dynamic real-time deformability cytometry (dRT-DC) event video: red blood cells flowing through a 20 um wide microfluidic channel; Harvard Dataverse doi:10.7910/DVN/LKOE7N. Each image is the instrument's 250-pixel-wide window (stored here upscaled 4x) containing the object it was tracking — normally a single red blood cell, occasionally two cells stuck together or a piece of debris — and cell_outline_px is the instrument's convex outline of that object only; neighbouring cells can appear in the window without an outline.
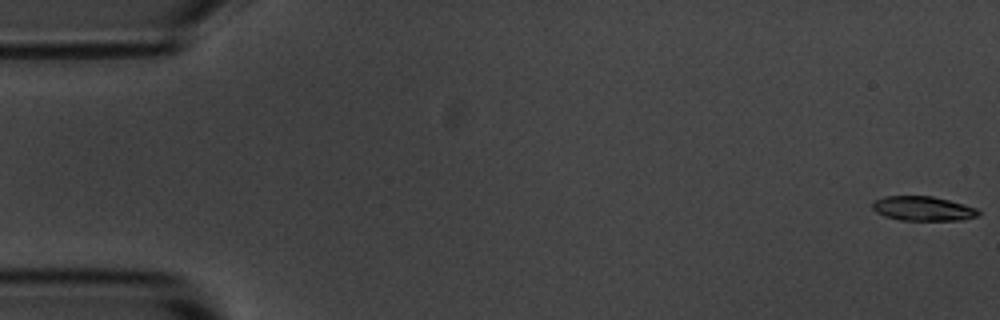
{"species": "common noctule bat (a hibernating species)", "species_latin": "Nyctalus noctula", "temperature_condition": "room temperature", "stored_images_in_passage": 5, "camera_frame_rate_fps": 3000, "um_per_image_px": 0.085, "animal": {"sex": "male", "body_mass_g": 20.1, "forearm_length_mm": 53.5}, "frame": {"image": 1, "passage_image": 1, "time_ms": 0.0, "image_size_px": [1000, 320], "cell_outline_px": [[980, 216], [960, 220], [900, 220], [884, 216], [876, 212], [872, 208], [872, 200], [884, 196], [932, 196], [964, 204], [976, 208], [980, 212]], "centroid_in_image_um": [78.43, 17.72], "position_along_channel_um": 6.6, "area_um2": 15.2}}
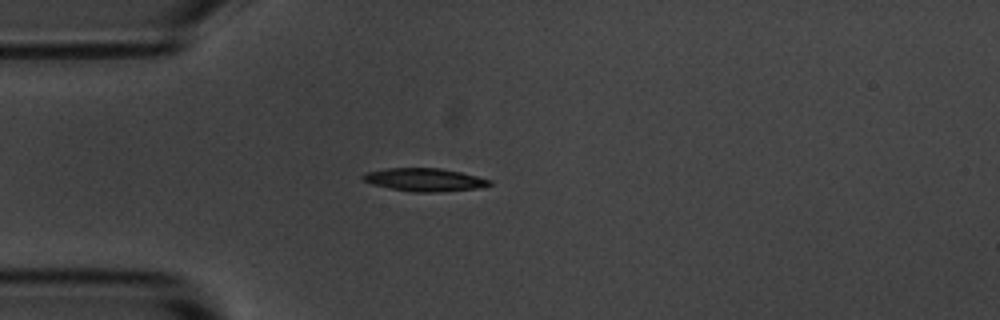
{"frame": {"image": 2, "passage_image": 5, "time_ms": 4.667, "image_size_px": [1000, 320], "cell_outline_px": [[492, 184], [484, 188], [436, 192], [412, 192], [372, 184], [364, 180], [360, 176], [364, 172], [384, 168], [440, 168], [460, 172], [492, 180]], "centroid_in_image_um": [36.1, 15.27], "position_along_channel_um": 48.9, "area_um2": 17.11}}